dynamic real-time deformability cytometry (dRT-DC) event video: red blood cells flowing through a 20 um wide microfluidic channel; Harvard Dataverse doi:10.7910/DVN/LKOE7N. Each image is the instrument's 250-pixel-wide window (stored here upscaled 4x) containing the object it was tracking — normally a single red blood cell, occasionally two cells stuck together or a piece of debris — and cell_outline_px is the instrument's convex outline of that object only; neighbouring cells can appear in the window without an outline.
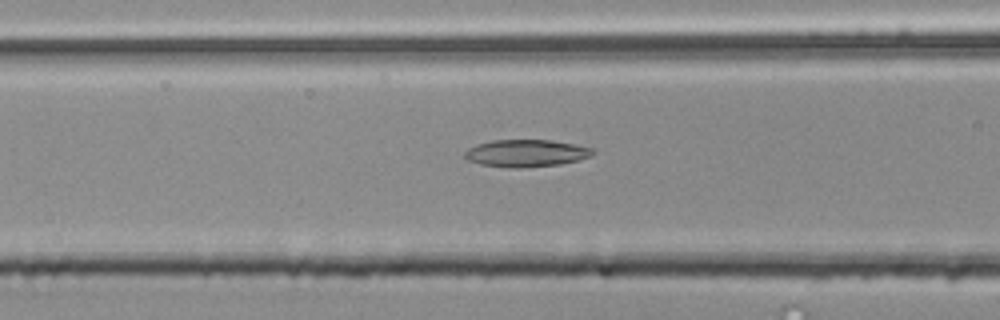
{"species": "common noctule bat (a hibernating species)", "species_latin": "Nyctalus noctula", "temperature_condition": "room temperature", "stored_images_in_passage": 33, "camera_frame_rate_fps": 3000, "um_per_image_px": 0.085, "animal": {"sex": "male", "body_mass_g": 20.4}, "frame": {"image": 1, "passage_image": 11, "time_ms": 3.333, "image_size_px": [1000, 320], "cell_outline_px": [[596, 152], [592, 156], [560, 164], [528, 168], [508, 168], [480, 164], [468, 160], [464, 156], [464, 152], [468, 148], [476, 144], [492, 140], [548, 140], [572, 144], [592, 148]], "centroid_in_image_um": [44.69, 13.03], "position_along_channel_um": 121.9, "area_um2": 20.4}}
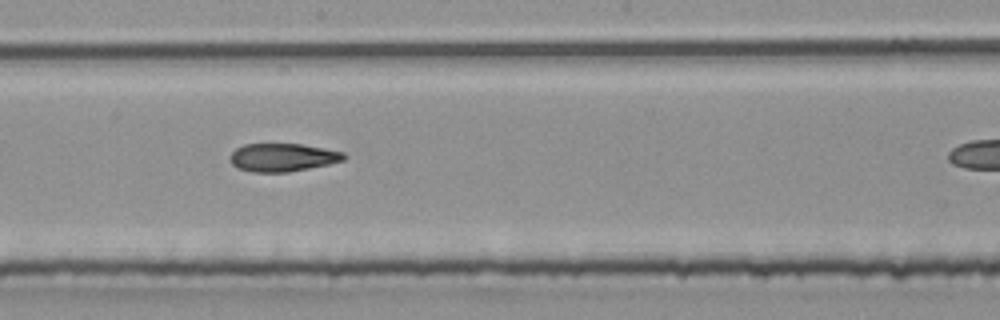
{"frame": {"image": 2, "passage_image": 19, "time_ms": 6.0, "image_size_px": [1000, 320], "cell_outline_px": [[348, 156], [344, 160], [328, 164], [288, 172], [252, 172], [236, 168], [232, 164], [232, 152], [236, 148], [244, 144], [300, 144], [324, 148], [344, 152]], "centroid_in_image_um": [24.04, 13.38], "position_along_channel_um": 224.2, "area_um2": 18.55}}
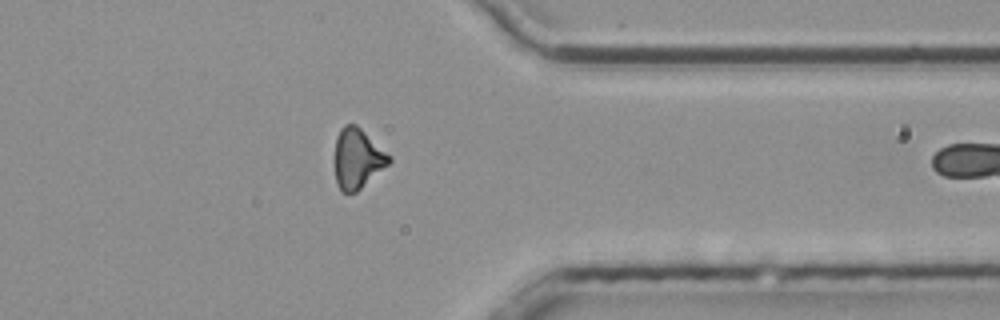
{"frame": {"image": 3, "passage_image": 32, "time_ms": 10.333, "image_size_px": [1000, 320], "cell_outline_px": [[392, 160], [388, 164], [356, 192], [344, 192], [340, 188], [336, 180], [336, 136], [340, 128], [344, 124], [356, 124], [392, 156]], "centroid_in_image_um": [30.4, 13.43], "position_along_channel_um": 381.0, "area_um2": 18.67}}